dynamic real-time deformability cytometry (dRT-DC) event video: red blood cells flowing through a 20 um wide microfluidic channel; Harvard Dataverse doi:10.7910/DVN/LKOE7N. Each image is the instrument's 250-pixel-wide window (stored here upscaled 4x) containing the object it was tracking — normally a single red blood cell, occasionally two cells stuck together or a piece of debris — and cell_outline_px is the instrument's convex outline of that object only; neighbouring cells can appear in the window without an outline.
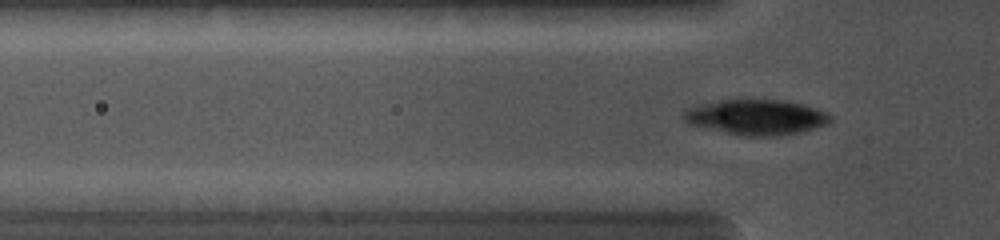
{"species": "common noctule bat (a hibernating species)", "species_latin": "Nyctalus noctula", "temperature_condition": "cold", "stored_images_in_passage": 14, "camera_frame_rate_fps": 5000, "um_per_image_px": 0.085, "animal": {"sex": "female", "body_mass_g": 19.0, "forearm_length_mm": 56.7}, "frame": {"image": 1, "passage_image": 5, "time_ms": 1.2, "image_size_px": [1000, 240], "cell_outline_px": [[832, 120], [828, 124], [804, 132], [780, 136], [744, 136], [704, 128], [688, 124], [684, 120], [684, 108], [700, 104], [724, 100], [784, 100], [804, 104], [828, 112], [832, 116]], "centroid_in_image_um": [64.33, 9.97], "position_along_channel_um": 61.5, "area_um2": 30.52}}
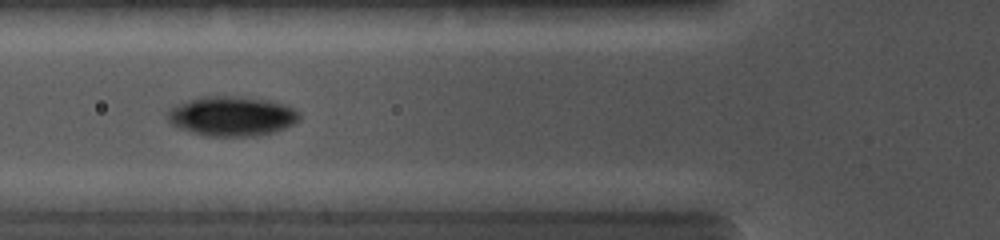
{"frame": {"image": 2, "passage_image": 7, "time_ms": 2.2, "image_size_px": [1000, 240], "cell_outline_px": [[300, 120], [284, 128], [272, 132], [252, 136], [204, 136], [176, 128], [168, 120], [168, 108], [172, 104], [200, 96], [232, 96], [268, 100], [284, 104], [300, 112]], "centroid_in_image_um": [19.63, 9.87], "position_along_channel_um": 106.2, "area_um2": 30.75}}
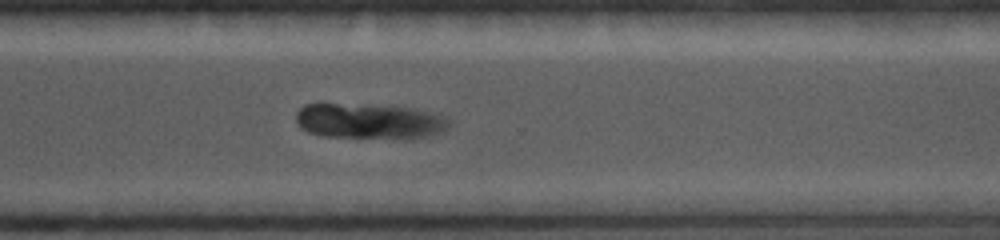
{"frame": {"image": 3, "passage_image": 14, "time_ms": 7.4, "image_size_px": [1000, 240], "cell_outline_px": [[448, 128], [440, 132], [428, 136], [408, 140], [324, 136], [308, 132], [300, 128], [296, 124], [296, 112], [304, 104], [336, 104], [412, 108], [432, 112], [444, 116], [448, 120]], "centroid_in_image_um": [31.39, 10.34], "position_along_channel_um": 339.2, "area_um2": 31.79}}